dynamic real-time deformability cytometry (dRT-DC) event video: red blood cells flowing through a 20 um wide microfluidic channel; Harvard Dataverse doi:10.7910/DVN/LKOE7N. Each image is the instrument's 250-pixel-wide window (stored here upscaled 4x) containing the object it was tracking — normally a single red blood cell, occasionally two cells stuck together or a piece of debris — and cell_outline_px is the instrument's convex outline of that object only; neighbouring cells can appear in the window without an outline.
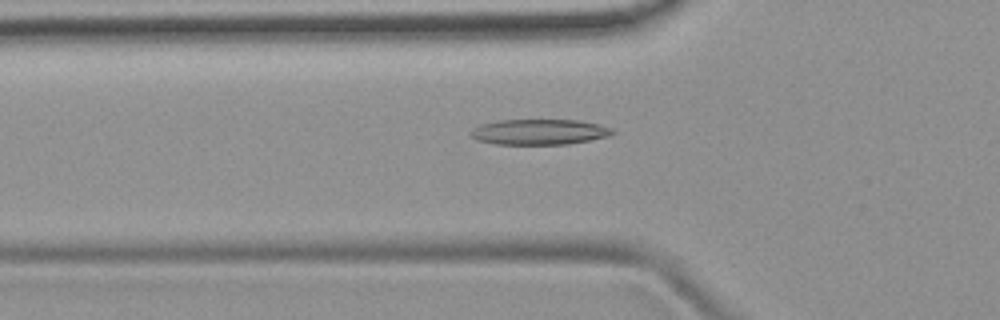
{"species": "common noctule bat (a hibernating species)", "species_latin": "Nyctalus noctula", "temperature_condition": "room temperature", "stored_images_in_passage": 45, "camera_frame_rate_fps": 3000, "um_per_image_px": 0.085, "animal": {"sex": "female", "body_mass_g": 19.9}, "frame": {"image": 1, "passage_image": 11, "time_ms": 3.333, "image_size_px": [1000, 320], "cell_outline_px": [[616, 132], [608, 136], [568, 144], [496, 144], [476, 140], [468, 136], [468, 132], [472, 128], [480, 124], [496, 120], [580, 120], [600, 124], [612, 128]], "centroid_in_image_um": [45.78, 11.21], "position_along_channel_um": 80.0, "area_um2": 21.33}}
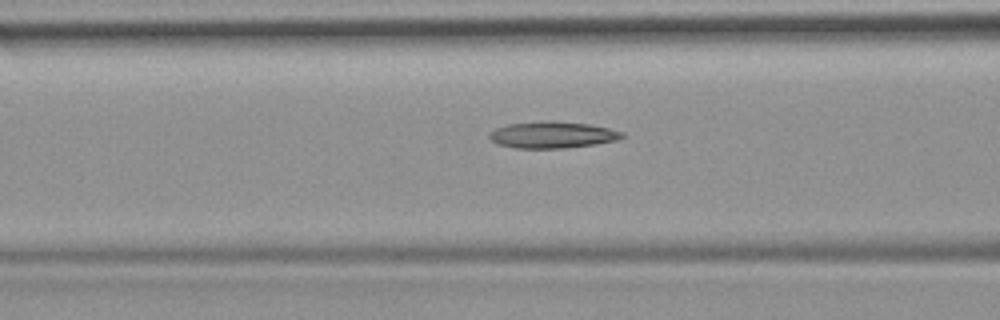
{"frame": {"image": 2, "passage_image": 14, "time_ms": 4.333, "image_size_px": [1000, 320], "cell_outline_px": [[624, 136], [616, 140], [596, 144], [564, 148], [516, 148], [496, 144], [488, 136], [496, 128], [508, 124], [552, 120], [588, 124], [608, 128], [624, 132]], "centroid_in_image_um": [46.96, 11.46], "position_along_channel_um": 119.6, "area_um2": 20.46}}
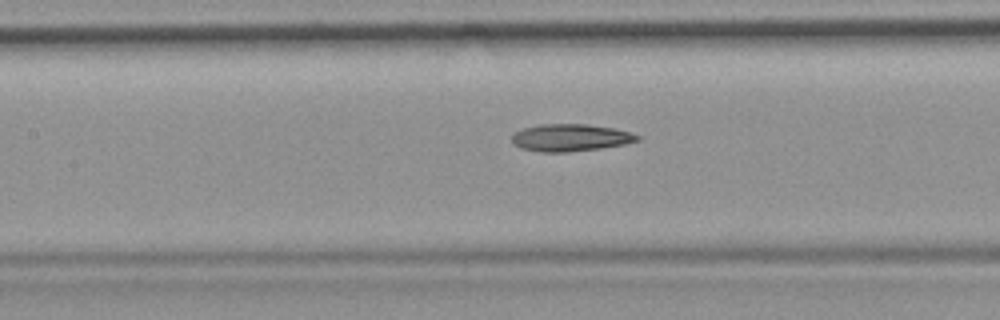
{"frame": {"image": 3, "passage_image": 17, "time_ms": 5.333, "image_size_px": [1000, 320], "cell_outline_px": [[640, 140], [624, 144], [600, 148], [568, 152], [544, 152], [520, 148], [512, 140], [512, 136], [516, 132], [524, 128], [540, 124], [588, 124], [616, 128], [640, 136]], "centroid_in_image_um": [48.51, 11.69], "position_along_channel_um": 158.9, "area_um2": 19.77}, "authors_computed_cell_mechanics": {"area_um2": 19.7676, "velocity_mm_per_s": 3.9069, "shape_relaxation_time_tau1_ms": 10.5532, "shape_relaxation_time_tau2_ms": 11.299, "deformation_change_tau1": 0.2299, "deformation_change_tau2": 0.2574}}